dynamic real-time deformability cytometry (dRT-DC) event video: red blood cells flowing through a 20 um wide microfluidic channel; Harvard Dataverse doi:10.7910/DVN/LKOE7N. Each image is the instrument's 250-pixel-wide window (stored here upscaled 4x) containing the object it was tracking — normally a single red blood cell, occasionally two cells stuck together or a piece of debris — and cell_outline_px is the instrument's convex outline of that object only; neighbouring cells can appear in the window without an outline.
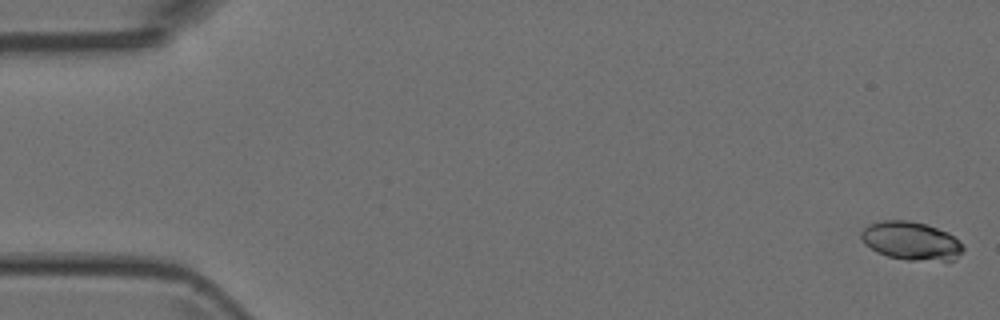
{"species": "Egyptian fruit bat (a non-hibernating species)", "species_latin": "Rousettus aegyptiacus", "temperature_condition": "room temperature", "stored_images_in_passage": 51, "camera_frame_rate_fps": 3000, "um_per_image_px": 0.085, "animal": {"sex": "female"}, "frame": {"image": 1, "passage_image": 1, "time_ms": 0.0, "image_size_px": [1000, 320], "cell_outline_px": [[964, 248], [956, 260], [908, 260], [888, 256], [876, 252], [864, 244], [860, 236], [860, 232], [868, 224], [880, 220], [908, 220], [924, 224], [948, 232]], "centroid_in_image_um": [77.39, 20.47], "position_along_channel_um": 7.6, "area_um2": 22.72}}
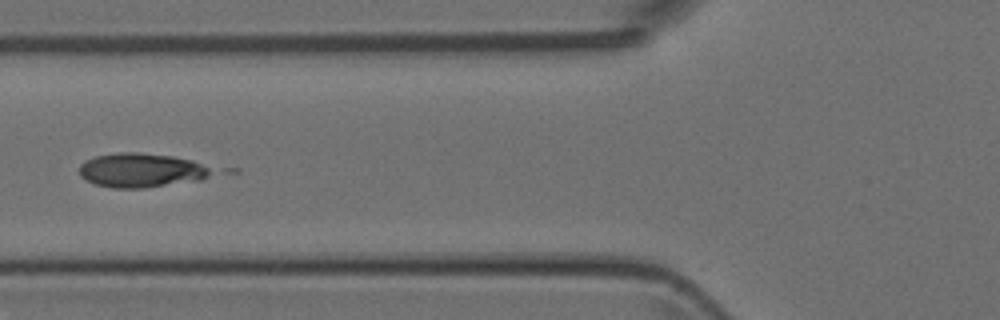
{"frame": {"image": 2, "passage_image": 20, "time_ms": 6.333, "image_size_px": [1000, 320], "cell_outline_px": [[216, 172], [200, 180], [144, 188], [112, 188], [96, 184], [84, 180], [80, 176], [80, 164], [84, 160], [96, 156], [116, 152], [140, 152], [172, 156], [192, 160]], "centroid_in_image_um": [11.96, 14.47], "position_along_channel_um": 113.8, "area_um2": 26.47}}
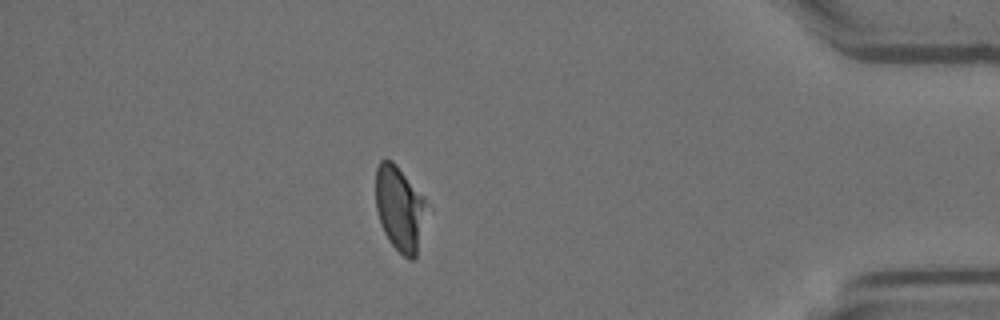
{"frame": {"image": 3, "passage_image": 45, "time_ms": 14.667, "image_size_px": [1000, 320], "cell_outline_px": [[424, 204], [416, 256], [412, 260], [408, 260], [388, 240], [380, 224], [376, 208], [376, 168], [380, 160], [392, 160], [396, 164], [424, 196]], "centroid_in_image_um": [33.9, 17.67], "position_along_channel_um": 401.3, "area_um2": 24.33}}